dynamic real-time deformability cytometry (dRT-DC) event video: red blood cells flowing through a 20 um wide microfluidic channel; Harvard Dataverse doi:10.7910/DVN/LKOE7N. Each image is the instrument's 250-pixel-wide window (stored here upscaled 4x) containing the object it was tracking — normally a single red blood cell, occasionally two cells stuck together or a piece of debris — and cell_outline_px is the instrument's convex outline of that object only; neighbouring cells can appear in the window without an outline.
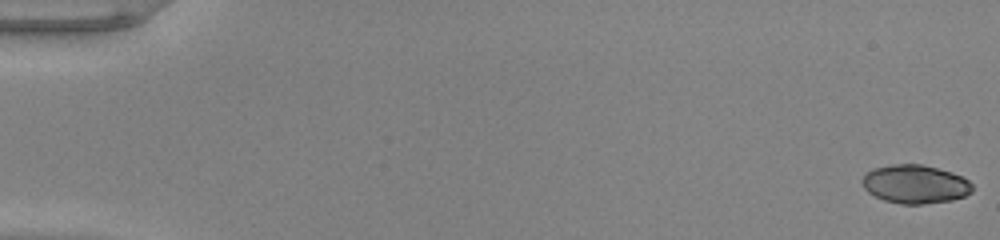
{"species": "common noctule bat (a hibernating species)", "species_latin": "Nyctalus noctula", "temperature_condition": "warm", "stored_images_in_passage": 52, "camera_frame_rate_fps": 3000, "um_per_image_px": 0.085, "animal": {"sex": "male", "body_mass_g": 20.0, "forearm_length_mm": 53.3}, "frame": {"image": 1, "passage_image": 1, "time_ms": 0.0, "image_size_px": [1000, 240], "cell_outline_px": [[972, 192], [964, 196], [952, 200], [920, 204], [900, 204], [884, 200], [868, 192], [864, 188], [860, 180], [872, 168], [892, 164], [920, 164], [952, 172], [968, 180], [972, 184]], "centroid_in_image_um": [77.77, 15.65], "position_along_channel_um": 7.2, "area_um2": 24.68}}
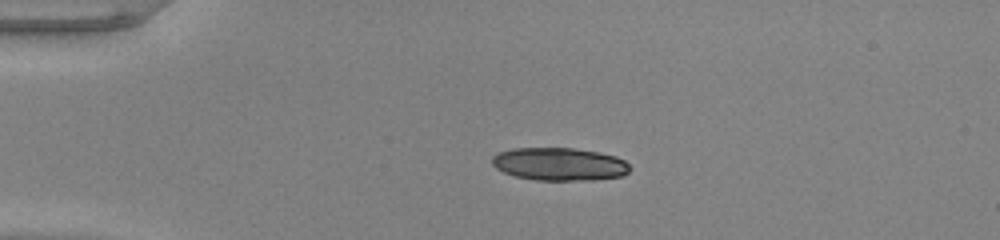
{"frame": {"image": 2, "passage_image": 13, "time_ms": 4.0, "image_size_px": [1000, 240], "cell_outline_px": [[632, 168], [624, 176], [592, 180], [536, 180], [516, 176], [504, 172], [496, 168], [492, 164], [492, 156], [496, 152], [512, 148], [572, 148], [600, 152], [616, 156], [624, 160]], "centroid_in_image_um": [47.56, 13.94], "position_along_channel_um": 37.4, "area_um2": 26.65}}